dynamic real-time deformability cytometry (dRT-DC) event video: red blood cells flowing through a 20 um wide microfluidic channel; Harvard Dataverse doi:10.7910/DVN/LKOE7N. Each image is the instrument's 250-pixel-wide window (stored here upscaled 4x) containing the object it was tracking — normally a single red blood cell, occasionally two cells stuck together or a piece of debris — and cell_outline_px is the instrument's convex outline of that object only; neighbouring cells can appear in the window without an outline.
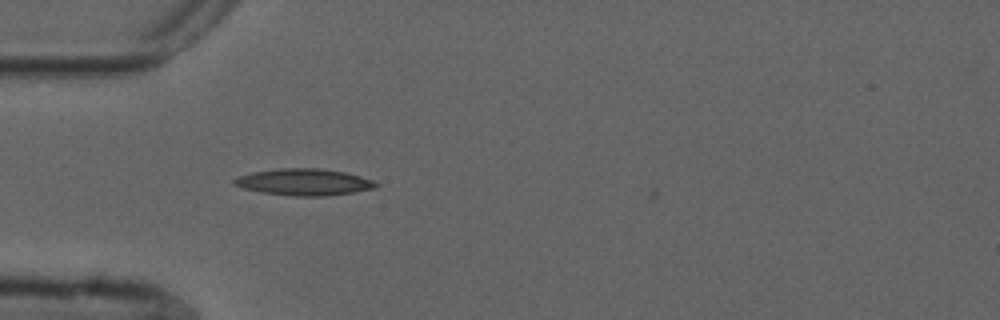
{"species": "common noctule bat (a hibernating species)", "species_latin": "Nyctalus noctula", "temperature_condition": "cold", "stored_images_in_passage": 12, "camera_frame_rate_fps": 3000, "um_per_image_px": 0.085, "animal": {"sex": "male", "forearm_length_mm": 52.5}, "frame": {"image": 1, "passage_image": 11, "time_ms": 3.333, "image_size_px": [1000, 320], "cell_outline_px": [[380, 184], [376, 188], [352, 192], [324, 196], [296, 196], [260, 192], [244, 188], [232, 184], [232, 180], [240, 176], [252, 172], [280, 168], [320, 168], [344, 172], [376, 180]], "centroid_in_image_um": [25.87, 15.47], "position_along_channel_um": 59.1, "area_um2": 22.02}}